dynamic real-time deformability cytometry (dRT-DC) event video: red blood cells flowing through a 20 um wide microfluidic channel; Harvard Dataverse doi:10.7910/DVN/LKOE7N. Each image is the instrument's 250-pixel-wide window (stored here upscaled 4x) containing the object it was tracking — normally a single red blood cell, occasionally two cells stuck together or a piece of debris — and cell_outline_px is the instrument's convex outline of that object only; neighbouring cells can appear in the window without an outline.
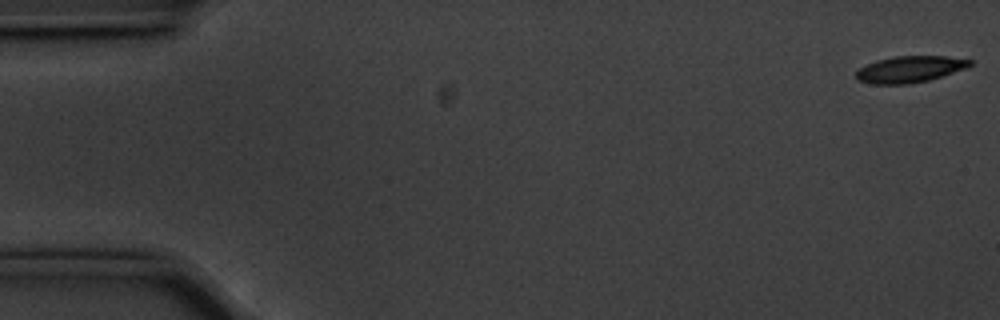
{"species": "common noctule bat (a hibernating species)", "species_latin": "Nyctalus noctula", "temperature_condition": "cold", "stored_images_in_passage": 56, "camera_frame_rate_fps": 3000, "um_per_image_px": 0.085, "animal": {"sex": "male", "body_mass_g": 20.1, "forearm_length_mm": 53.5}, "frame": {"image": 1, "passage_image": 1, "time_ms": 0.0, "image_size_px": [1000, 320], "cell_outline_px": [[972, 64], [968, 68], [928, 80], [908, 84], [872, 84], [856, 80], [856, 72], [860, 68], [876, 60], [892, 56], [944, 56], [972, 60]], "centroid_in_image_um": [77.33, 5.88], "position_along_channel_um": 7.7, "area_um2": 17.57}}
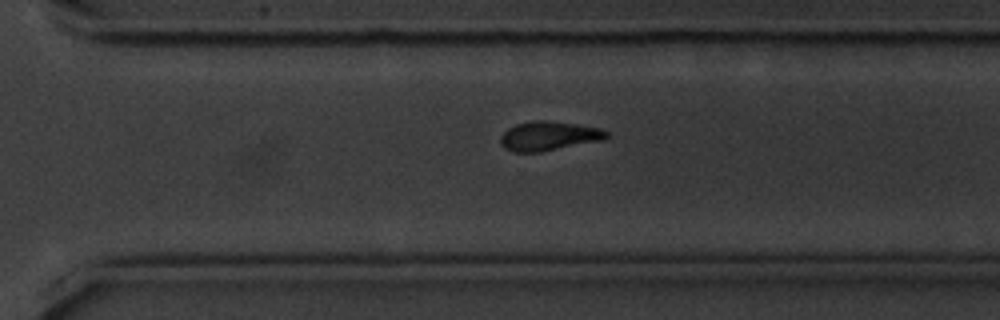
{"frame": {"image": 2, "passage_image": 39, "time_ms": 12.667, "image_size_px": [1000, 320], "cell_outline_px": [[608, 136], [604, 140], [540, 152], [512, 152], [504, 148], [500, 144], [500, 136], [508, 128], [516, 124], [532, 120], [544, 120], [576, 124], [600, 128], [608, 132]], "centroid_in_image_um": [46.62, 11.56], "position_along_channel_um": 324.0, "area_um2": 18.15}}
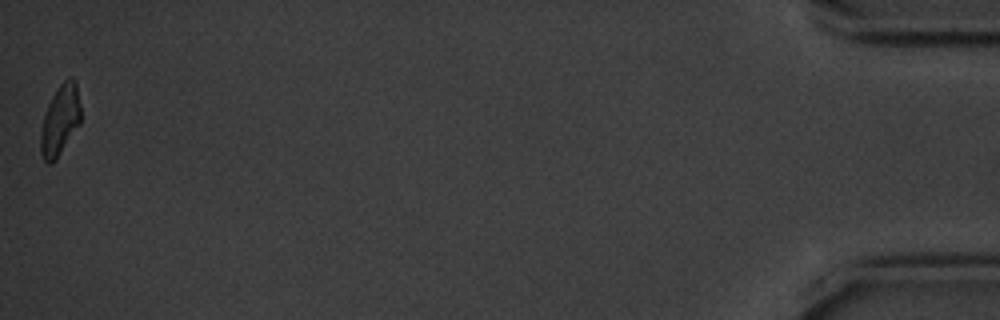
{"frame": {"image": 3, "passage_image": 56, "time_ms": 18.333, "image_size_px": [1000, 320], "cell_outline_px": [[80, 124], [56, 160], [52, 164], [48, 164], [44, 160], [40, 152], [40, 132], [44, 116], [48, 104], [52, 96], [60, 84], [68, 76], [72, 76], [76, 80], [80, 104]], "centroid_in_image_um": [5.11, 10.21], "position_along_channel_um": 430.1, "area_um2": 16.65}, "authors_computed_cell_mechanics": {"area_um2": 18.4382, "velocity_mm_per_s": 3.5544, "shape_relaxation_time_tau1_ms": 3.3211, "shape_relaxation_time_tau2_ms": null, "deformation_change_tau1": 0.1315, "deformation_change_tau2": null}}